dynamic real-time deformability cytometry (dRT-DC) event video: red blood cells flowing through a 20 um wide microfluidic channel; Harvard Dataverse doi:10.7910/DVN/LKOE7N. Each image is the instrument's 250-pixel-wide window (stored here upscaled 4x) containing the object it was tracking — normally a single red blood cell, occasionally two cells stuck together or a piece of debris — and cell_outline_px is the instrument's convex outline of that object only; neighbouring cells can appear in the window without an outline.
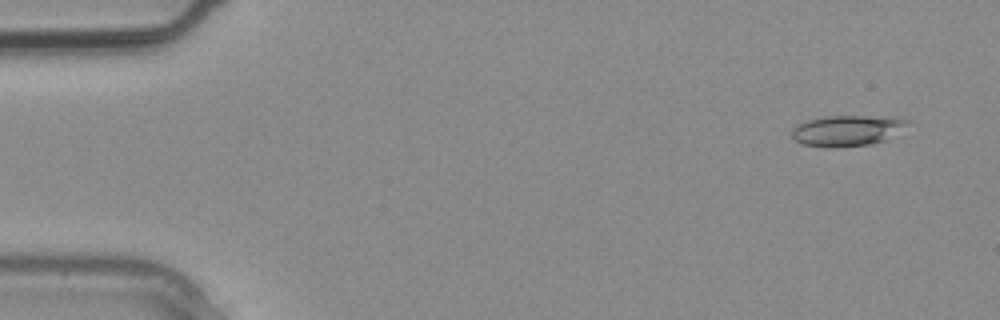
{"species": "common noctule bat (a hibernating species)", "species_latin": "Nyctalus noctula", "temperature_condition": "warm", "stored_images_in_passage": 3, "camera_frame_rate_fps": 3000, "um_per_image_px": 0.085, "animal": {"sex": "male", "body_mass_g": 20.4}, "frame": {"image": 1, "passage_image": 1, "time_ms": 0.0, "image_size_px": [1000, 320], "cell_outline_px": [[912, 120], [908, 124], [884, 140], [872, 144], [836, 148], [828, 148], [804, 144], [796, 140], [792, 136], [792, 128], [796, 124], [808, 120], [824, 116], [864, 116]], "centroid_in_image_um": [71.93, 11.11], "position_along_channel_um": 13.1, "area_um2": 20.46}}
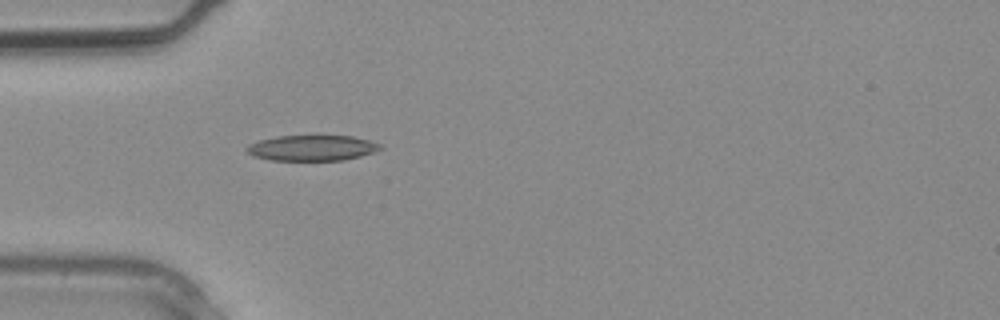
{"frame": {"image": 2, "passage_image": 3, "time_ms": 0.667, "image_size_px": [1000, 320], "cell_outline_px": [[384, 148], [376, 152], [344, 160], [268, 160], [252, 156], [244, 148], [248, 144], [260, 140], [276, 136], [352, 136], [368, 140], [380, 144]], "centroid_in_image_um": [26.51, 12.58], "position_along_channel_um": 58.5, "area_um2": 20.0}}